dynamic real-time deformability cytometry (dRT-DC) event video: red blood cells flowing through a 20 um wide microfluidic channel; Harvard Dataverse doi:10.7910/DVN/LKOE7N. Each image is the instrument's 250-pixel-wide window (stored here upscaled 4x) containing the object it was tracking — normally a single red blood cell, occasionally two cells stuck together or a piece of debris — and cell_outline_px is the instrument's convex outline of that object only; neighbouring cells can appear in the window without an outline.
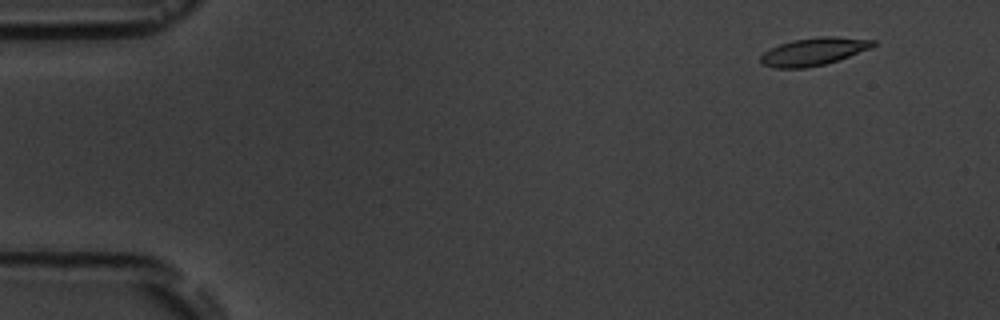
{"species": "common noctule bat (a hibernating species)", "species_latin": "Nyctalus noctula", "temperature_condition": "room temperature", "stored_images_in_passage": 13, "camera_frame_rate_fps": 3000, "um_per_image_px": 0.085, "animal": {"sex": "male", "body_mass_g": 19.5, "forearm_length_mm": 54.6}, "frame": {"image": 1, "passage_image": 2, "time_ms": 1.0, "image_size_px": [1000, 320], "cell_outline_px": [[876, 44], [872, 48], [824, 64], [804, 68], [776, 68], [760, 64], [760, 56], [764, 52], [780, 44], [792, 40], [820, 36], [836, 36], [876, 40]], "centroid_in_image_um": [69.16, 4.37], "position_along_channel_um": 15.8, "area_um2": 18.09}}
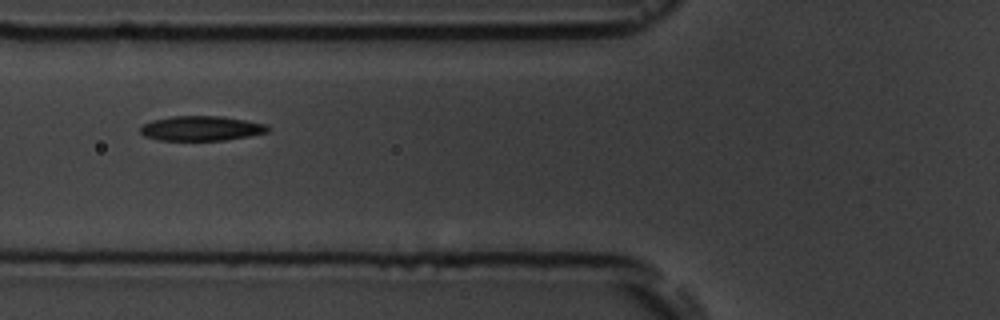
{"frame": {"image": 2, "passage_image": 6, "time_ms": 6.667, "image_size_px": [1000, 320], "cell_outline_px": [[272, 128], [268, 132], [248, 136], [224, 140], [156, 140], [144, 136], [140, 132], [140, 128], [144, 124], [152, 120], [172, 116], [224, 116], [268, 124]], "centroid_in_image_um": [17.14, 10.9], "position_along_channel_um": 108.7, "area_um2": 18.55}}
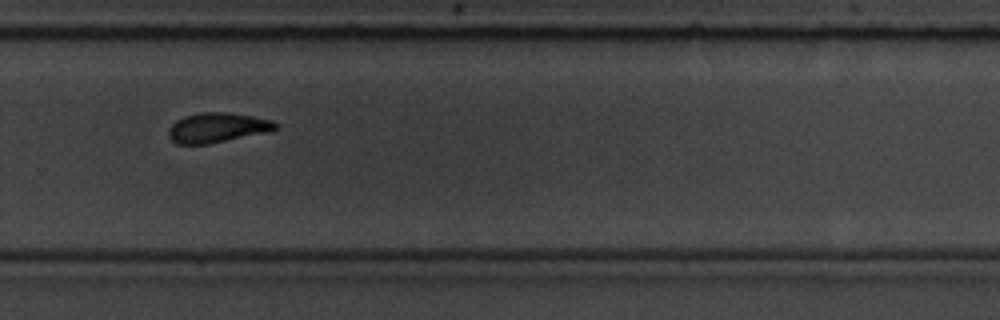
{"frame": {"image": 3, "passage_image": 11, "time_ms": 12.333, "image_size_px": [1000, 320], "cell_outline_px": [[276, 128], [272, 132], [208, 144], [176, 144], [168, 136], [168, 128], [176, 120], [184, 116], [204, 112], [228, 112], [252, 116], [272, 120], [276, 124]], "centroid_in_image_um": [18.47, 10.86], "position_along_channel_um": 311.3, "area_um2": 18.73}, "authors_computed_cell_mechanics": {"area_um2": 18.496, "velocity_mm_per_s": 3.5802, "shape_relaxation_time_tau1_ms": 3.2391, "shape_relaxation_time_tau2_ms": 4.2919, "deformation_change_tau1": 0.1162, "deformation_change_tau2": 0.0918}}